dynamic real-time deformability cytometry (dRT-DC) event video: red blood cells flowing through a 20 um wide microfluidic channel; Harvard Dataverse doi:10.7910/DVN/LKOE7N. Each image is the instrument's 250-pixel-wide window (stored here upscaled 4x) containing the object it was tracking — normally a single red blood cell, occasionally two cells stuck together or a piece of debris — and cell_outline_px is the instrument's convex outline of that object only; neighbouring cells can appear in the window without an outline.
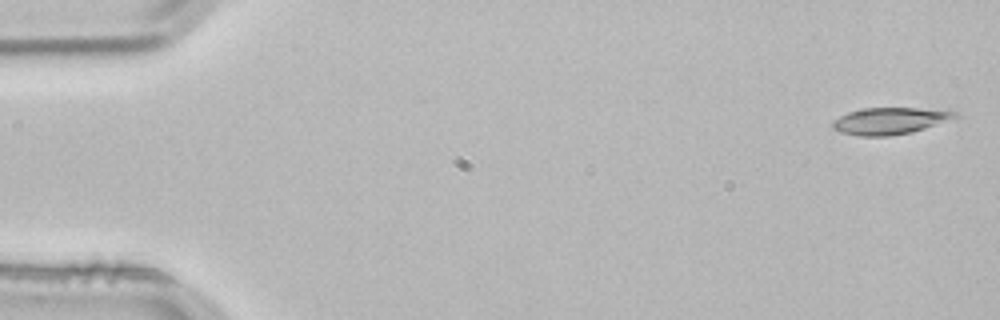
{"species": "common noctule bat (a hibernating species)", "species_latin": "Nyctalus noctula", "temperature_condition": "room temperature", "stored_images_in_passage": 3, "camera_frame_rate_fps": 3000, "um_per_image_px": 0.085, "animal": {"sex": "male", "body_mass_g": 21.5, "forearm_length_mm": 52.0}, "frame": {"image": 1, "passage_image": 1, "time_ms": 0.0, "image_size_px": [1000, 320], "cell_outline_px": [[960, 116], [912, 132], [888, 136], [856, 136], [840, 132], [832, 128], [832, 120], [848, 112], [864, 108], [916, 108], [960, 112]], "centroid_in_image_um": [75.59, 10.28], "position_along_channel_um": 9.4, "area_um2": 19.02}}
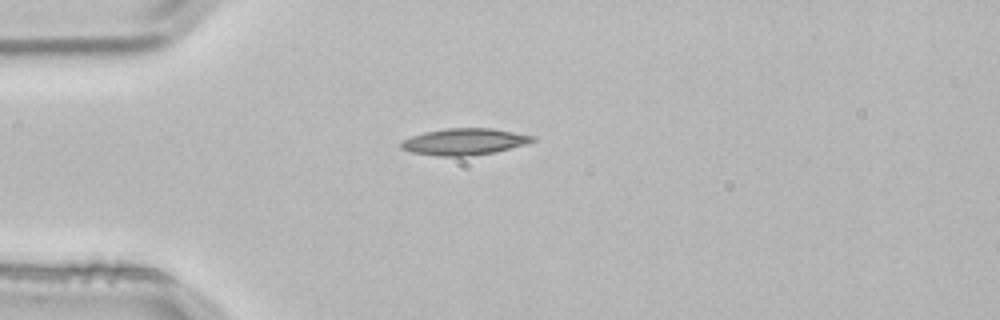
{"frame": {"image": 2, "passage_image": 3, "time_ms": 0.667, "image_size_px": [1000, 320], "cell_outline_px": [[536, 140], [528, 144], [496, 152], [468, 156], [436, 156], [412, 152], [400, 148], [400, 144], [404, 140], [412, 136], [424, 132], [448, 128], [492, 128], [536, 136]], "centroid_in_image_um": [39.51, 12.04], "position_along_channel_um": 45.5, "area_um2": 20.46}}